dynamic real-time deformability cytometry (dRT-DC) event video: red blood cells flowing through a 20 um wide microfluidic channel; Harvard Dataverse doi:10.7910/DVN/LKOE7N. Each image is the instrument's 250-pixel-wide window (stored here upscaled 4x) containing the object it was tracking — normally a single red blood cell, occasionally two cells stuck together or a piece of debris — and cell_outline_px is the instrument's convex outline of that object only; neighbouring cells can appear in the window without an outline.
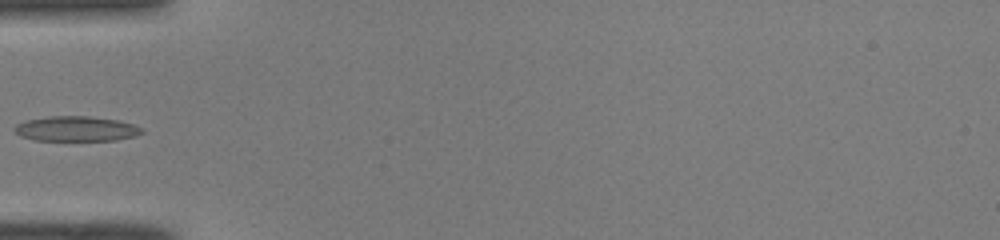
{"species": "common noctule bat (a hibernating species)", "species_latin": "Nyctalus noctula", "temperature_condition": "room temperature", "stored_images_in_passage": 34, "camera_frame_rate_fps": 3000, "um_per_image_px": 0.085, "animal": {"sex": "male", "body_mass_g": 19.0, "forearm_length_mm": 50.8}, "frame": {"image": 1, "passage_image": 1, "time_ms": 0.0, "image_size_px": [1000, 240], "cell_outline_px": [[144, 132], [136, 136], [116, 140], [36, 140], [20, 136], [12, 132], [12, 128], [16, 124], [24, 120], [48, 116], [88, 116], [120, 120], [144, 128]], "centroid_in_image_um": [6.45, 10.94], "position_along_channel_um": 78.6, "area_um2": 18.84}}
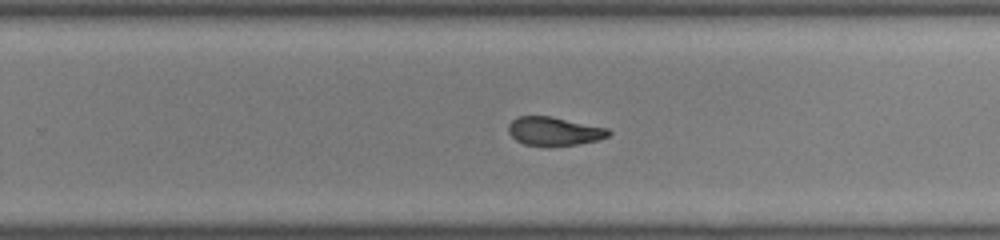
{"frame": {"image": 2, "passage_image": 16, "time_ms": 5.0, "image_size_px": [1000, 240], "cell_outline_px": [[612, 132], [608, 136], [600, 140], [576, 144], [548, 148], [524, 144], [516, 140], [508, 132], [508, 124], [512, 120], [520, 116], [552, 116], [608, 128]], "centroid_in_image_um": [47.11, 11.18], "position_along_channel_um": 282.7, "area_um2": 17.11}}
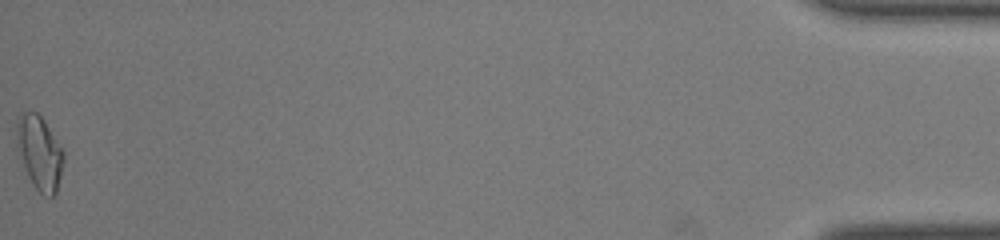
{"frame": {"image": 3, "passage_image": 34, "time_ms": 11.0, "image_size_px": [1000, 240], "cell_outline_px": [[64, 160], [56, 192], [52, 196], [44, 196], [32, 184], [16, 152], [16, 124], [20, 112], [36, 112], [44, 120], [64, 152]], "centroid_in_image_um": [3.32, 12.97], "position_along_channel_um": 431.9, "area_um2": 20.29}}